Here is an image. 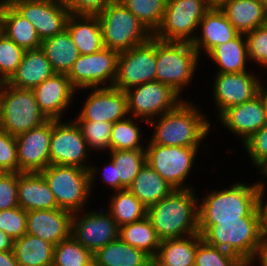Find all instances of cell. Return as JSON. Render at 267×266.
Instances as JSON below:
<instances>
[{"label": "cell", "instance_id": "6da1fadb", "mask_svg": "<svg viewBox=\"0 0 267 266\" xmlns=\"http://www.w3.org/2000/svg\"><path fill=\"white\" fill-rule=\"evenodd\" d=\"M202 239L212 246L236 255L243 262H255L267 241L262 217H240V220L199 221Z\"/></svg>", "mask_w": 267, "mask_h": 266}, {"label": "cell", "instance_id": "7a4b0ae2", "mask_svg": "<svg viewBox=\"0 0 267 266\" xmlns=\"http://www.w3.org/2000/svg\"><path fill=\"white\" fill-rule=\"evenodd\" d=\"M194 192V188L175 189L147 208V217L161 241L199 233V198Z\"/></svg>", "mask_w": 267, "mask_h": 266}, {"label": "cell", "instance_id": "3957f363", "mask_svg": "<svg viewBox=\"0 0 267 266\" xmlns=\"http://www.w3.org/2000/svg\"><path fill=\"white\" fill-rule=\"evenodd\" d=\"M157 118L156 123L153 119L148 122L155 129L150 141L162 146L199 147L211 126L205 114L188 101Z\"/></svg>", "mask_w": 267, "mask_h": 266}, {"label": "cell", "instance_id": "277c9868", "mask_svg": "<svg viewBox=\"0 0 267 266\" xmlns=\"http://www.w3.org/2000/svg\"><path fill=\"white\" fill-rule=\"evenodd\" d=\"M198 202L199 221L240 220V217H261L257 184H233L230 188L211 191Z\"/></svg>", "mask_w": 267, "mask_h": 266}, {"label": "cell", "instance_id": "5b68a950", "mask_svg": "<svg viewBox=\"0 0 267 266\" xmlns=\"http://www.w3.org/2000/svg\"><path fill=\"white\" fill-rule=\"evenodd\" d=\"M105 48L118 53L149 41L153 34L119 0H113L97 15Z\"/></svg>", "mask_w": 267, "mask_h": 266}, {"label": "cell", "instance_id": "8992f818", "mask_svg": "<svg viewBox=\"0 0 267 266\" xmlns=\"http://www.w3.org/2000/svg\"><path fill=\"white\" fill-rule=\"evenodd\" d=\"M199 54L190 42L156 39L155 80L171 86L178 94L193 79Z\"/></svg>", "mask_w": 267, "mask_h": 266}, {"label": "cell", "instance_id": "52a82bcc", "mask_svg": "<svg viewBox=\"0 0 267 266\" xmlns=\"http://www.w3.org/2000/svg\"><path fill=\"white\" fill-rule=\"evenodd\" d=\"M0 130L17 136L49 120L40 110L32 89L0 83Z\"/></svg>", "mask_w": 267, "mask_h": 266}, {"label": "cell", "instance_id": "ba28073f", "mask_svg": "<svg viewBox=\"0 0 267 266\" xmlns=\"http://www.w3.org/2000/svg\"><path fill=\"white\" fill-rule=\"evenodd\" d=\"M53 192L60 209L79 212L90 198L91 175L89 170L76 166L50 164L40 172Z\"/></svg>", "mask_w": 267, "mask_h": 266}, {"label": "cell", "instance_id": "9c48e42d", "mask_svg": "<svg viewBox=\"0 0 267 266\" xmlns=\"http://www.w3.org/2000/svg\"><path fill=\"white\" fill-rule=\"evenodd\" d=\"M211 8L204 0H167L162 23L153 37L161 41L192 43L195 30Z\"/></svg>", "mask_w": 267, "mask_h": 266}, {"label": "cell", "instance_id": "30bf717a", "mask_svg": "<svg viewBox=\"0 0 267 266\" xmlns=\"http://www.w3.org/2000/svg\"><path fill=\"white\" fill-rule=\"evenodd\" d=\"M90 150L87 147L81 129L73 120L62 123L53 119V129L50 139V164L63 166H76L90 171L91 188L96 178L97 166L86 165Z\"/></svg>", "mask_w": 267, "mask_h": 266}, {"label": "cell", "instance_id": "8fae6325", "mask_svg": "<svg viewBox=\"0 0 267 266\" xmlns=\"http://www.w3.org/2000/svg\"><path fill=\"white\" fill-rule=\"evenodd\" d=\"M198 150L199 147L157 145L149 140L145 147L146 163L173 188L191 189L184 183L196 161Z\"/></svg>", "mask_w": 267, "mask_h": 266}, {"label": "cell", "instance_id": "7c38bea8", "mask_svg": "<svg viewBox=\"0 0 267 266\" xmlns=\"http://www.w3.org/2000/svg\"><path fill=\"white\" fill-rule=\"evenodd\" d=\"M125 92L129 116L138 118V120L140 118L147 124L151 119L154 120L175 109L184 101L171 86L156 80L133 87Z\"/></svg>", "mask_w": 267, "mask_h": 266}, {"label": "cell", "instance_id": "4fadbf2b", "mask_svg": "<svg viewBox=\"0 0 267 266\" xmlns=\"http://www.w3.org/2000/svg\"><path fill=\"white\" fill-rule=\"evenodd\" d=\"M156 38L119 53L117 75L113 87L127 91L141 84L155 81Z\"/></svg>", "mask_w": 267, "mask_h": 266}, {"label": "cell", "instance_id": "5bb4252c", "mask_svg": "<svg viewBox=\"0 0 267 266\" xmlns=\"http://www.w3.org/2000/svg\"><path fill=\"white\" fill-rule=\"evenodd\" d=\"M118 55L117 51L105 47L96 53L80 55L68 74L71 84L76 90L98 88L103 83L101 87L113 86Z\"/></svg>", "mask_w": 267, "mask_h": 266}, {"label": "cell", "instance_id": "9a60e30c", "mask_svg": "<svg viewBox=\"0 0 267 266\" xmlns=\"http://www.w3.org/2000/svg\"><path fill=\"white\" fill-rule=\"evenodd\" d=\"M35 27L43 41L66 29L70 12L64 0H7Z\"/></svg>", "mask_w": 267, "mask_h": 266}, {"label": "cell", "instance_id": "2e32d148", "mask_svg": "<svg viewBox=\"0 0 267 266\" xmlns=\"http://www.w3.org/2000/svg\"><path fill=\"white\" fill-rule=\"evenodd\" d=\"M100 210H93L79 216L73 213L71 236L93 254L119 238V226L111 215Z\"/></svg>", "mask_w": 267, "mask_h": 266}, {"label": "cell", "instance_id": "e0dca14e", "mask_svg": "<svg viewBox=\"0 0 267 266\" xmlns=\"http://www.w3.org/2000/svg\"><path fill=\"white\" fill-rule=\"evenodd\" d=\"M53 119L15 136L19 173L41 172L50 165Z\"/></svg>", "mask_w": 267, "mask_h": 266}, {"label": "cell", "instance_id": "ac0fdd59", "mask_svg": "<svg viewBox=\"0 0 267 266\" xmlns=\"http://www.w3.org/2000/svg\"><path fill=\"white\" fill-rule=\"evenodd\" d=\"M87 89L93 90L74 120L105 121L114 124L129 115L125 91L113 86Z\"/></svg>", "mask_w": 267, "mask_h": 266}, {"label": "cell", "instance_id": "d6986e66", "mask_svg": "<svg viewBox=\"0 0 267 266\" xmlns=\"http://www.w3.org/2000/svg\"><path fill=\"white\" fill-rule=\"evenodd\" d=\"M215 75L213 99L219 115L227 108L249 101L258 94L260 79L250 71Z\"/></svg>", "mask_w": 267, "mask_h": 266}, {"label": "cell", "instance_id": "ffe728a7", "mask_svg": "<svg viewBox=\"0 0 267 266\" xmlns=\"http://www.w3.org/2000/svg\"><path fill=\"white\" fill-rule=\"evenodd\" d=\"M222 125L245 142L267 123V109L257 94L251 100L224 110L218 117Z\"/></svg>", "mask_w": 267, "mask_h": 266}, {"label": "cell", "instance_id": "44dd1931", "mask_svg": "<svg viewBox=\"0 0 267 266\" xmlns=\"http://www.w3.org/2000/svg\"><path fill=\"white\" fill-rule=\"evenodd\" d=\"M36 102L48 119L62 120V115L71 103L76 89L67 74L54 73L34 89Z\"/></svg>", "mask_w": 267, "mask_h": 266}, {"label": "cell", "instance_id": "7402d4cb", "mask_svg": "<svg viewBox=\"0 0 267 266\" xmlns=\"http://www.w3.org/2000/svg\"><path fill=\"white\" fill-rule=\"evenodd\" d=\"M72 215L60 208L27 211L26 233L55 246L71 235Z\"/></svg>", "mask_w": 267, "mask_h": 266}, {"label": "cell", "instance_id": "603a6c76", "mask_svg": "<svg viewBox=\"0 0 267 266\" xmlns=\"http://www.w3.org/2000/svg\"><path fill=\"white\" fill-rule=\"evenodd\" d=\"M201 32L191 43L200 56L201 50L207 55L214 47L234 39L239 32L219 7H212L199 23Z\"/></svg>", "mask_w": 267, "mask_h": 266}, {"label": "cell", "instance_id": "cb8c5ba5", "mask_svg": "<svg viewBox=\"0 0 267 266\" xmlns=\"http://www.w3.org/2000/svg\"><path fill=\"white\" fill-rule=\"evenodd\" d=\"M18 205L25 211L59 208L40 172L18 173Z\"/></svg>", "mask_w": 267, "mask_h": 266}, {"label": "cell", "instance_id": "d4e9b609", "mask_svg": "<svg viewBox=\"0 0 267 266\" xmlns=\"http://www.w3.org/2000/svg\"><path fill=\"white\" fill-rule=\"evenodd\" d=\"M0 32L25 50L41 48L42 40L35 27L7 1L0 5Z\"/></svg>", "mask_w": 267, "mask_h": 266}, {"label": "cell", "instance_id": "484cf974", "mask_svg": "<svg viewBox=\"0 0 267 266\" xmlns=\"http://www.w3.org/2000/svg\"><path fill=\"white\" fill-rule=\"evenodd\" d=\"M54 74L41 48L26 50L17 71L7 81L12 87L34 89Z\"/></svg>", "mask_w": 267, "mask_h": 266}, {"label": "cell", "instance_id": "4316f807", "mask_svg": "<svg viewBox=\"0 0 267 266\" xmlns=\"http://www.w3.org/2000/svg\"><path fill=\"white\" fill-rule=\"evenodd\" d=\"M219 8L241 34L267 23L262 0H224Z\"/></svg>", "mask_w": 267, "mask_h": 266}, {"label": "cell", "instance_id": "83f0119b", "mask_svg": "<svg viewBox=\"0 0 267 266\" xmlns=\"http://www.w3.org/2000/svg\"><path fill=\"white\" fill-rule=\"evenodd\" d=\"M66 29L80 55L96 53L104 48L101 26L97 15L70 14Z\"/></svg>", "mask_w": 267, "mask_h": 266}, {"label": "cell", "instance_id": "f1b7e54d", "mask_svg": "<svg viewBox=\"0 0 267 266\" xmlns=\"http://www.w3.org/2000/svg\"><path fill=\"white\" fill-rule=\"evenodd\" d=\"M98 266H151L153 258L145 251L123 242L111 241L93 254Z\"/></svg>", "mask_w": 267, "mask_h": 266}, {"label": "cell", "instance_id": "f546056e", "mask_svg": "<svg viewBox=\"0 0 267 266\" xmlns=\"http://www.w3.org/2000/svg\"><path fill=\"white\" fill-rule=\"evenodd\" d=\"M200 233L180 238L163 240L153 260L159 266H194Z\"/></svg>", "mask_w": 267, "mask_h": 266}, {"label": "cell", "instance_id": "4dcf8cb0", "mask_svg": "<svg viewBox=\"0 0 267 266\" xmlns=\"http://www.w3.org/2000/svg\"><path fill=\"white\" fill-rule=\"evenodd\" d=\"M41 49L50 62L54 73L58 74L68 75L74 62L80 56L79 50L67 29L43 40Z\"/></svg>", "mask_w": 267, "mask_h": 266}, {"label": "cell", "instance_id": "1f68e13d", "mask_svg": "<svg viewBox=\"0 0 267 266\" xmlns=\"http://www.w3.org/2000/svg\"><path fill=\"white\" fill-rule=\"evenodd\" d=\"M128 189L147 208L158 203L175 190L147 163L140 169Z\"/></svg>", "mask_w": 267, "mask_h": 266}, {"label": "cell", "instance_id": "d6a6232c", "mask_svg": "<svg viewBox=\"0 0 267 266\" xmlns=\"http://www.w3.org/2000/svg\"><path fill=\"white\" fill-rule=\"evenodd\" d=\"M207 56L218 65L217 73L248 71L245 67L247 60L249 61L245 34L239 33L234 39L214 47Z\"/></svg>", "mask_w": 267, "mask_h": 266}, {"label": "cell", "instance_id": "836d02e7", "mask_svg": "<svg viewBox=\"0 0 267 266\" xmlns=\"http://www.w3.org/2000/svg\"><path fill=\"white\" fill-rule=\"evenodd\" d=\"M54 248L53 244L26 233L14 240L13 252L20 266H52Z\"/></svg>", "mask_w": 267, "mask_h": 266}, {"label": "cell", "instance_id": "e575fe53", "mask_svg": "<svg viewBox=\"0 0 267 266\" xmlns=\"http://www.w3.org/2000/svg\"><path fill=\"white\" fill-rule=\"evenodd\" d=\"M119 238L152 258L157 255L161 243L148 217L119 227Z\"/></svg>", "mask_w": 267, "mask_h": 266}, {"label": "cell", "instance_id": "d590c367", "mask_svg": "<svg viewBox=\"0 0 267 266\" xmlns=\"http://www.w3.org/2000/svg\"><path fill=\"white\" fill-rule=\"evenodd\" d=\"M109 203L107 212L119 227L147 217V207L129 189L115 191Z\"/></svg>", "mask_w": 267, "mask_h": 266}, {"label": "cell", "instance_id": "8d00e7d4", "mask_svg": "<svg viewBox=\"0 0 267 266\" xmlns=\"http://www.w3.org/2000/svg\"><path fill=\"white\" fill-rule=\"evenodd\" d=\"M117 173V191L128 189L146 163L145 149L109 151Z\"/></svg>", "mask_w": 267, "mask_h": 266}, {"label": "cell", "instance_id": "74e56055", "mask_svg": "<svg viewBox=\"0 0 267 266\" xmlns=\"http://www.w3.org/2000/svg\"><path fill=\"white\" fill-rule=\"evenodd\" d=\"M154 34L160 27L167 0H119Z\"/></svg>", "mask_w": 267, "mask_h": 266}, {"label": "cell", "instance_id": "f35d334b", "mask_svg": "<svg viewBox=\"0 0 267 266\" xmlns=\"http://www.w3.org/2000/svg\"><path fill=\"white\" fill-rule=\"evenodd\" d=\"M93 253L71 235L55 245L52 266H88Z\"/></svg>", "mask_w": 267, "mask_h": 266}, {"label": "cell", "instance_id": "ab89813d", "mask_svg": "<svg viewBox=\"0 0 267 266\" xmlns=\"http://www.w3.org/2000/svg\"><path fill=\"white\" fill-rule=\"evenodd\" d=\"M131 116L115 122L110 136V151L145 149L140 144L141 131Z\"/></svg>", "mask_w": 267, "mask_h": 266}, {"label": "cell", "instance_id": "60d3db41", "mask_svg": "<svg viewBox=\"0 0 267 266\" xmlns=\"http://www.w3.org/2000/svg\"><path fill=\"white\" fill-rule=\"evenodd\" d=\"M253 262H243L236 255L207 244L203 239L198 243L194 266H252Z\"/></svg>", "mask_w": 267, "mask_h": 266}, {"label": "cell", "instance_id": "b9f144b4", "mask_svg": "<svg viewBox=\"0 0 267 266\" xmlns=\"http://www.w3.org/2000/svg\"><path fill=\"white\" fill-rule=\"evenodd\" d=\"M86 141L88 149L93 150H109L110 151V136L112 123L105 121H87L74 120Z\"/></svg>", "mask_w": 267, "mask_h": 266}, {"label": "cell", "instance_id": "7bdbcfd3", "mask_svg": "<svg viewBox=\"0 0 267 266\" xmlns=\"http://www.w3.org/2000/svg\"><path fill=\"white\" fill-rule=\"evenodd\" d=\"M25 51L0 32V83L7 82L17 71Z\"/></svg>", "mask_w": 267, "mask_h": 266}, {"label": "cell", "instance_id": "ee69618b", "mask_svg": "<svg viewBox=\"0 0 267 266\" xmlns=\"http://www.w3.org/2000/svg\"><path fill=\"white\" fill-rule=\"evenodd\" d=\"M249 61L267 68V23L245 34Z\"/></svg>", "mask_w": 267, "mask_h": 266}, {"label": "cell", "instance_id": "f6af8a7d", "mask_svg": "<svg viewBox=\"0 0 267 266\" xmlns=\"http://www.w3.org/2000/svg\"><path fill=\"white\" fill-rule=\"evenodd\" d=\"M27 211L20 206L0 211V230L11 238L18 239L26 234Z\"/></svg>", "mask_w": 267, "mask_h": 266}, {"label": "cell", "instance_id": "bcb514c9", "mask_svg": "<svg viewBox=\"0 0 267 266\" xmlns=\"http://www.w3.org/2000/svg\"><path fill=\"white\" fill-rule=\"evenodd\" d=\"M0 169L4 173H19L15 136L0 130Z\"/></svg>", "mask_w": 267, "mask_h": 266}, {"label": "cell", "instance_id": "7dc6e473", "mask_svg": "<svg viewBox=\"0 0 267 266\" xmlns=\"http://www.w3.org/2000/svg\"><path fill=\"white\" fill-rule=\"evenodd\" d=\"M258 168L267 160V123L242 144Z\"/></svg>", "mask_w": 267, "mask_h": 266}, {"label": "cell", "instance_id": "c3c4849f", "mask_svg": "<svg viewBox=\"0 0 267 266\" xmlns=\"http://www.w3.org/2000/svg\"><path fill=\"white\" fill-rule=\"evenodd\" d=\"M17 187L18 173H3L0 177V211L19 206Z\"/></svg>", "mask_w": 267, "mask_h": 266}, {"label": "cell", "instance_id": "681fc988", "mask_svg": "<svg viewBox=\"0 0 267 266\" xmlns=\"http://www.w3.org/2000/svg\"><path fill=\"white\" fill-rule=\"evenodd\" d=\"M113 0H64L70 14L98 15Z\"/></svg>", "mask_w": 267, "mask_h": 266}, {"label": "cell", "instance_id": "f907efd6", "mask_svg": "<svg viewBox=\"0 0 267 266\" xmlns=\"http://www.w3.org/2000/svg\"><path fill=\"white\" fill-rule=\"evenodd\" d=\"M109 164L106 167H103L104 169L102 171V182H105L109 187L111 186L113 191H117V173L116 168L114 166V163L112 160L108 162Z\"/></svg>", "mask_w": 267, "mask_h": 266}, {"label": "cell", "instance_id": "816d5d0a", "mask_svg": "<svg viewBox=\"0 0 267 266\" xmlns=\"http://www.w3.org/2000/svg\"><path fill=\"white\" fill-rule=\"evenodd\" d=\"M257 188H258V196H259V203L258 207L261 213V217L263 220V223L267 225V201L264 203V192H265V185L262 182H257Z\"/></svg>", "mask_w": 267, "mask_h": 266}, {"label": "cell", "instance_id": "f5cc1de1", "mask_svg": "<svg viewBox=\"0 0 267 266\" xmlns=\"http://www.w3.org/2000/svg\"><path fill=\"white\" fill-rule=\"evenodd\" d=\"M0 266H20L13 251L0 252Z\"/></svg>", "mask_w": 267, "mask_h": 266}, {"label": "cell", "instance_id": "db71d44e", "mask_svg": "<svg viewBox=\"0 0 267 266\" xmlns=\"http://www.w3.org/2000/svg\"><path fill=\"white\" fill-rule=\"evenodd\" d=\"M14 239L0 230V252L13 251Z\"/></svg>", "mask_w": 267, "mask_h": 266}, {"label": "cell", "instance_id": "11a10c76", "mask_svg": "<svg viewBox=\"0 0 267 266\" xmlns=\"http://www.w3.org/2000/svg\"><path fill=\"white\" fill-rule=\"evenodd\" d=\"M258 260L260 266H267V241L264 244L263 248L257 254L255 261Z\"/></svg>", "mask_w": 267, "mask_h": 266}, {"label": "cell", "instance_id": "9f6ffc18", "mask_svg": "<svg viewBox=\"0 0 267 266\" xmlns=\"http://www.w3.org/2000/svg\"><path fill=\"white\" fill-rule=\"evenodd\" d=\"M262 81H259V85H258V94L260 95V97L263 99L265 108L267 109V88L264 87L261 83Z\"/></svg>", "mask_w": 267, "mask_h": 266}, {"label": "cell", "instance_id": "6f0895ef", "mask_svg": "<svg viewBox=\"0 0 267 266\" xmlns=\"http://www.w3.org/2000/svg\"><path fill=\"white\" fill-rule=\"evenodd\" d=\"M206 1L211 7H219L224 0H204Z\"/></svg>", "mask_w": 267, "mask_h": 266}, {"label": "cell", "instance_id": "680465c9", "mask_svg": "<svg viewBox=\"0 0 267 266\" xmlns=\"http://www.w3.org/2000/svg\"><path fill=\"white\" fill-rule=\"evenodd\" d=\"M257 169H259L260 173L263 174L262 176H265L267 178V160L262 165H260Z\"/></svg>", "mask_w": 267, "mask_h": 266}, {"label": "cell", "instance_id": "91938a15", "mask_svg": "<svg viewBox=\"0 0 267 266\" xmlns=\"http://www.w3.org/2000/svg\"><path fill=\"white\" fill-rule=\"evenodd\" d=\"M262 2L264 5V10H265L266 16H267V0H262Z\"/></svg>", "mask_w": 267, "mask_h": 266}, {"label": "cell", "instance_id": "94428289", "mask_svg": "<svg viewBox=\"0 0 267 266\" xmlns=\"http://www.w3.org/2000/svg\"><path fill=\"white\" fill-rule=\"evenodd\" d=\"M88 266H98L94 261H92Z\"/></svg>", "mask_w": 267, "mask_h": 266}, {"label": "cell", "instance_id": "6125c7cd", "mask_svg": "<svg viewBox=\"0 0 267 266\" xmlns=\"http://www.w3.org/2000/svg\"><path fill=\"white\" fill-rule=\"evenodd\" d=\"M151 266H159V265L153 260Z\"/></svg>", "mask_w": 267, "mask_h": 266}, {"label": "cell", "instance_id": "be15d7a7", "mask_svg": "<svg viewBox=\"0 0 267 266\" xmlns=\"http://www.w3.org/2000/svg\"><path fill=\"white\" fill-rule=\"evenodd\" d=\"M3 173H4V172L0 169V177L3 175Z\"/></svg>", "mask_w": 267, "mask_h": 266}]
</instances>
